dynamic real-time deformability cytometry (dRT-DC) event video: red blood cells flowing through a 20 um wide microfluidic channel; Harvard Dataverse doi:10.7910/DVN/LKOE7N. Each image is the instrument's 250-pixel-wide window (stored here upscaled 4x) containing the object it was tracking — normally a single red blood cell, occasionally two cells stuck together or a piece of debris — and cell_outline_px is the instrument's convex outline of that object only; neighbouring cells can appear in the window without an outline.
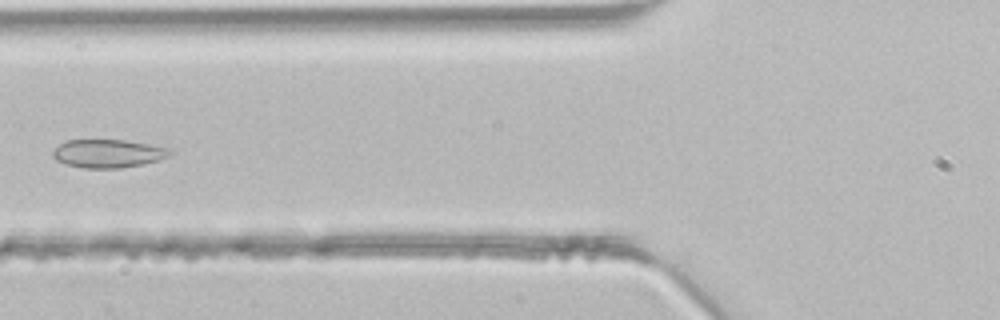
{"species": "common noctule bat (a hibernating species)", "species_latin": "Nyctalus noctula", "temperature_condition": "room temperature", "stored_images_in_passage": 5, "camera_frame_rate_fps": 3000, "um_per_image_px": 0.085, "animal": {"sex": "male", "body_mass_g": 21.5, "forearm_length_mm": 52.0}, "frame": {"image": 1, "passage_image": 5, "time_ms": 1.333, "image_size_px": [1000, 320], "cell_outline_px": [[172, 152], [168, 156], [144, 164], [120, 168], [84, 168], [64, 164], [56, 160], [52, 156], [52, 152], [60, 144], [68, 140], [124, 140], [172, 148]], "centroid_in_image_um": [9.18, 13.05], "position_along_channel_um": 116.6, "area_um2": 19.25}}